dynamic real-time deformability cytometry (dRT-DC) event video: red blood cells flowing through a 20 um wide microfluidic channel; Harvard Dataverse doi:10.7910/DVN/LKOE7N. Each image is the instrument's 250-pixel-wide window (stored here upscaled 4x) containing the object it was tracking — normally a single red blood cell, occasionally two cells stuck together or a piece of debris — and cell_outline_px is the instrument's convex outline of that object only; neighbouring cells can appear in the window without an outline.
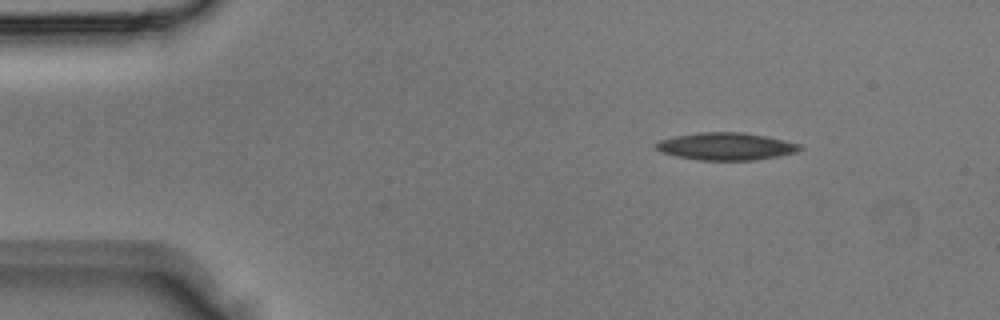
{"species": "Egyptian fruit bat (a non-hibernating species)", "species_latin": "Rousettus aegyptiacus", "temperature_condition": "room temperature", "stored_images_in_passage": 3, "camera_frame_rate_fps": 3000, "um_per_image_px": 0.085, "animal": {"sex": "male"}, "frame": {"image": 1, "passage_image": 1, "time_ms": 0.0, "image_size_px": [1000, 320], "cell_outline_px": [[804, 148], [796, 152], [756, 160], [700, 160], [676, 156], [660, 152], [652, 144], [660, 140], [676, 136], [700, 132], [744, 132], [784, 140], [800, 144]], "centroid_in_image_um": [61.69, 12.44], "position_along_channel_um": 23.3, "area_um2": 22.95}}
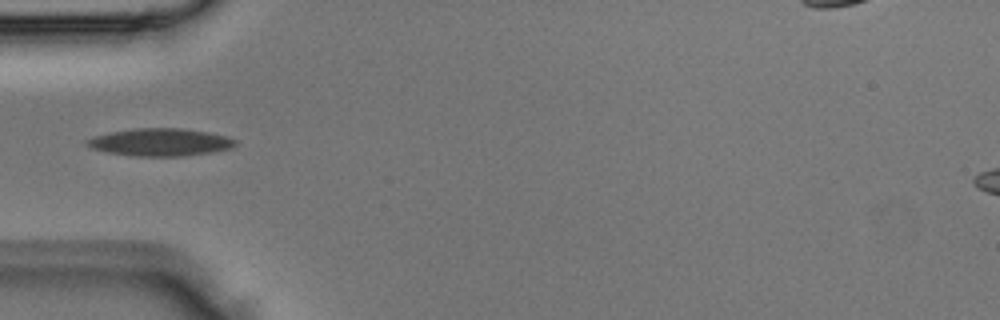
{"frame": {"image": 2, "passage_image": 3, "time_ms": 0.667, "image_size_px": [1000, 320], "cell_outline_px": [[236, 144], [232, 148], [212, 152], [184, 156], [132, 156], [108, 152], [92, 148], [84, 144], [84, 140], [92, 136], [112, 132], [136, 128], [184, 128], [208, 132], [228, 136], [236, 140]], "centroid_in_image_um": [13.62, 12.08], "position_along_channel_um": 71.4, "area_um2": 23.99}}